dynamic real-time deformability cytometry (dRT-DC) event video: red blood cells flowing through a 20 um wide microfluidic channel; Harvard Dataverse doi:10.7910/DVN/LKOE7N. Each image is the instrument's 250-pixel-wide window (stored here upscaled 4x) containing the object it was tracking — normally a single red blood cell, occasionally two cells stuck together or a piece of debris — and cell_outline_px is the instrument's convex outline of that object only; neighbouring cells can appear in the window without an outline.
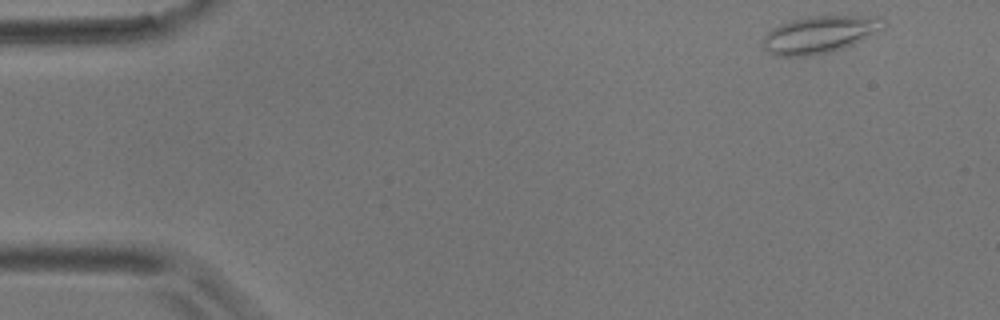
{"species": "common noctule bat (a hibernating species)", "species_latin": "Nyctalus noctula", "temperature_condition": "room temperature", "stored_images_in_passage": 53, "camera_frame_rate_fps": 3000, "um_per_image_px": 0.085, "animal": {"sex": "male", "body_mass_g": 17.9}, "frame": {"image": 1, "passage_image": 2, "time_ms": 0.333, "image_size_px": [1000, 320], "cell_outline_px": [[888, 24], [884, 28], [844, 48], [832, 52], [812, 56], [776, 56], [768, 52], [764, 48], [764, 36], [772, 28], [788, 20], [812, 16], [876, 16], [884, 20]], "centroid_in_image_um": [69.67, 2.93], "position_along_channel_um": 15.3, "area_um2": 26.18}}
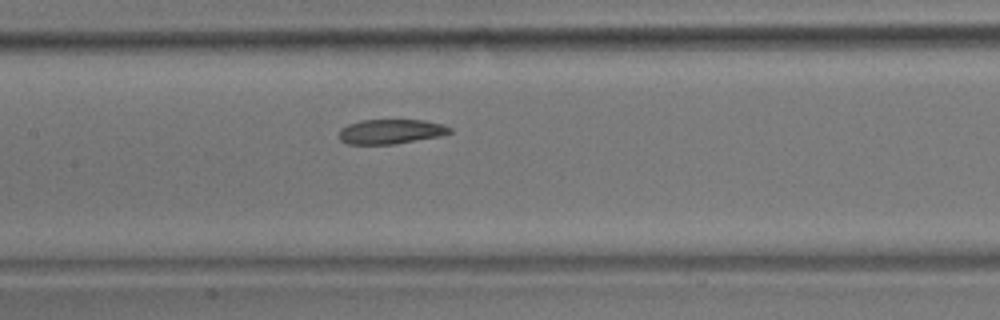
{"frame": {"image": 2, "passage_image": 24, "time_ms": 7.667, "image_size_px": [1000, 320], "cell_outline_px": [[452, 132], [440, 136], [392, 144], [348, 144], [340, 140], [340, 128], [348, 124], [360, 120], [424, 120], [444, 124], [452, 128]], "centroid_in_image_um": [33.23, 11.17], "position_along_channel_um": 174.2, "area_um2": 15.9}}
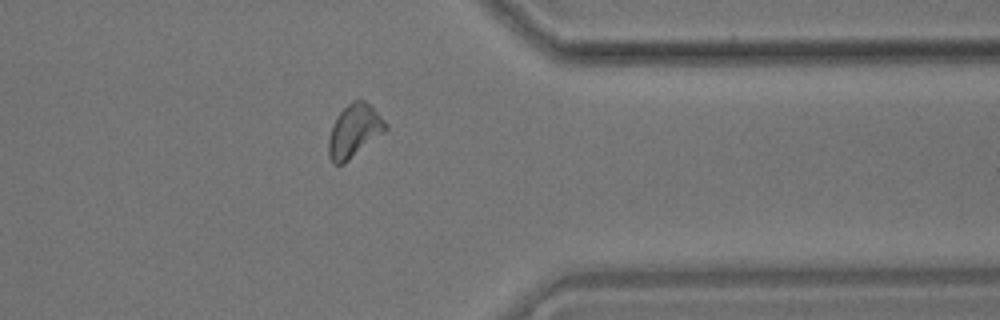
{"frame": {"image": 3, "passage_image": 42, "time_ms": 13.667, "image_size_px": [1000, 320], "cell_outline_px": [[388, 128], [384, 132], [344, 164], [332, 164], [328, 156], [328, 140], [332, 124], [336, 116], [352, 100], [364, 100], [388, 124]], "centroid_in_image_um": [30.07, 11.15], "position_along_channel_um": 381.3, "area_um2": 17.51}, "authors_computed_cell_mechanics": {"area_um2": 17.2822, "velocity_mm_per_s": 3.6062, "shape_relaxation_time_tau1_ms": 6.9595, "shape_relaxation_time_tau2_ms": 4.5691, "deformation_change_tau1": 0.128, "deformation_change_tau2": 0.1103}}